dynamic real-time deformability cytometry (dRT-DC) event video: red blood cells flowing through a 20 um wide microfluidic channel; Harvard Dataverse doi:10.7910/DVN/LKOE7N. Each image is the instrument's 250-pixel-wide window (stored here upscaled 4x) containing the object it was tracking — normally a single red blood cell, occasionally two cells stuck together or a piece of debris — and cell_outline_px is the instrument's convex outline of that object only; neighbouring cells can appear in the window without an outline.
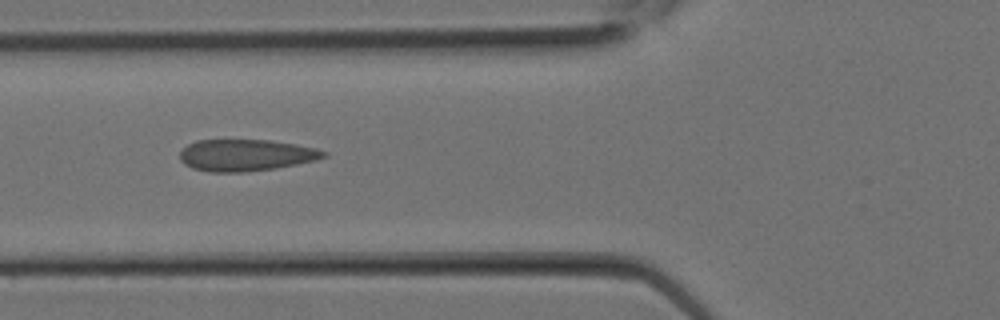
{"species": "Egyptian fruit bat (a non-hibernating species)", "species_latin": "Rousettus aegyptiacus", "temperature_condition": "room temperature", "stored_images_in_passage": 18, "camera_frame_rate_fps": 3000, "um_per_image_px": 0.085, "animal": {"sex": "female"}, "frame": {"image": 1, "passage_image": 9, "time_ms": 2.667, "image_size_px": [1000, 320], "cell_outline_px": [[328, 156], [316, 160], [276, 168], [244, 172], [208, 172], [192, 168], [184, 164], [180, 160], [180, 152], [188, 144], [196, 140], [268, 140], [296, 144], [316, 148], [328, 152]], "centroid_in_image_um": [20.91, 13.19], "position_along_channel_um": 104.9, "area_um2": 26.65}}
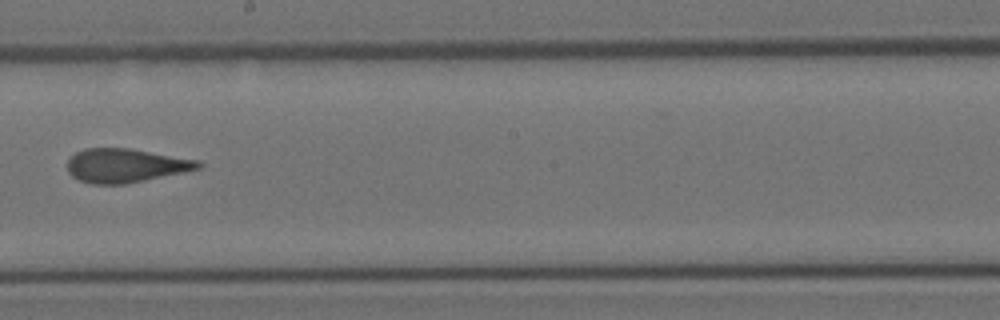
{"frame": {"image": 2, "passage_image": 14, "time_ms": 4.333, "image_size_px": [1000, 320], "cell_outline_px": [[204, 164], [200, 168], [184, 172], [124, 184], [92, 184], [80, 180], [72, 176], [68, 172], [68, 160], [76, 152], [84, 148], [128, 148], [200, 160]], "centroid_in_image_um": [10.69, 14.06], "position_along_channel_um": 237.5, "area_um2": 25.72}}
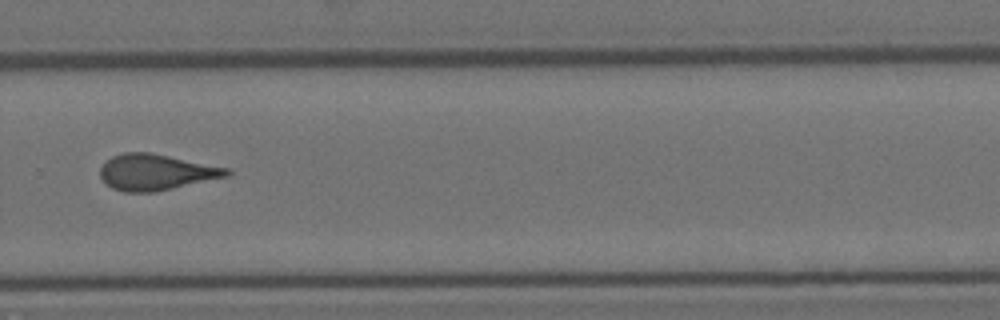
{"frame": {"image": 3, "passage_image": 17, "time_ms": 5.333, "image_size_px": [1000, 320], "cell_outline_px": [[232, 172], [228, 176], [156, 192], [124, 192], [112, 188], [100, 176], [100, 168], [104, 160], [112, 156], [124, 152], [148, 152], [232, 168]], "centroid_in_image_um": [13.27, 14.63], "position_along_channel_um": 316.5, "area_um2": 26.7}}